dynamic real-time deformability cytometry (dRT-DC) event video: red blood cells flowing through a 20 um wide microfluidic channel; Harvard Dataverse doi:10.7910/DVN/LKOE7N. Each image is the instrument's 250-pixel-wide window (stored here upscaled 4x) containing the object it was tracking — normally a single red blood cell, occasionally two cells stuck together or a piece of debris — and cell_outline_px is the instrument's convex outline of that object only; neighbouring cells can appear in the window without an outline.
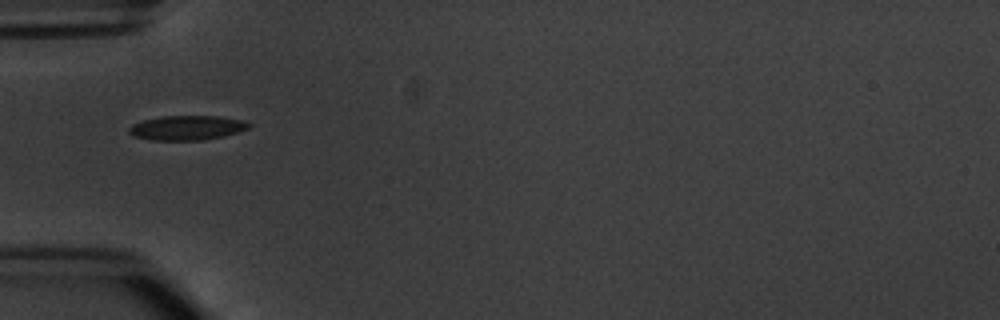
{"species": "common noctule bat (a hibernating species)", "species_latin": "Nyctalus noctula", "temperature_condition": "warm", "stored_images_in_passage": 6, "camera_frame_rate_fps": 3000, "um_per_image_px": 0.085, "animal": {"sex": "male", "body_mass_g": 20.1, "forearm_length_mm": 53.5}, "frame": {"image": 1, "passage_image": 3, "time_ms": 3.333, "image_size_px": [1000, 320], "cell_outline_px": [[252, 124], [248, 128], [224, 136], [204, 140], [152, 140], [132, 136], [128, 132], [128, 128], [132, 124], [144, 120], [160, 116], [220, 116], [244, 120]], "centroid_in_image_um": [15.88, 10.86], "position_along_channel_um": 69.1, "area_um2": 17.22}}
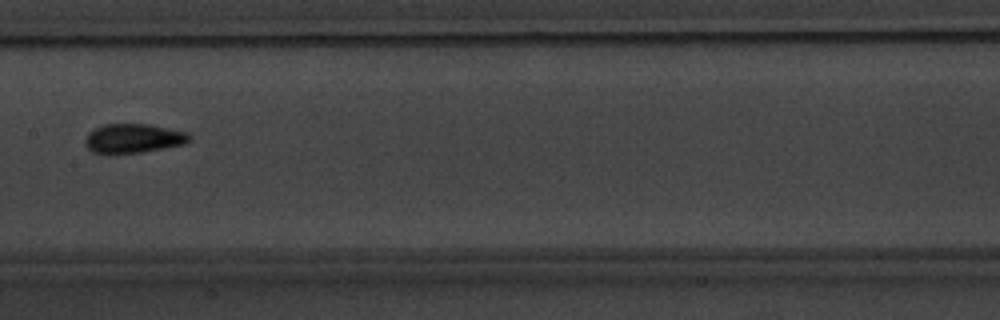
{"frame": {"image": 2, "passage_image": 6, "time_ms": 6.667, "image_size_px": [1000, 320], "cell_outline_px": [[192, 140], [184, 144], [164, 148], [140, 152], [108, 156], [104, 156], [92, 152], [84, 144], [84, 140], [88, 132], [104, 124], [148, 124], [188, 132], [192, 136]], "centroid_in_image_um": [11.3, 11.79], "position_along_channel_um": 196.1, "area_um2": 18.32}}